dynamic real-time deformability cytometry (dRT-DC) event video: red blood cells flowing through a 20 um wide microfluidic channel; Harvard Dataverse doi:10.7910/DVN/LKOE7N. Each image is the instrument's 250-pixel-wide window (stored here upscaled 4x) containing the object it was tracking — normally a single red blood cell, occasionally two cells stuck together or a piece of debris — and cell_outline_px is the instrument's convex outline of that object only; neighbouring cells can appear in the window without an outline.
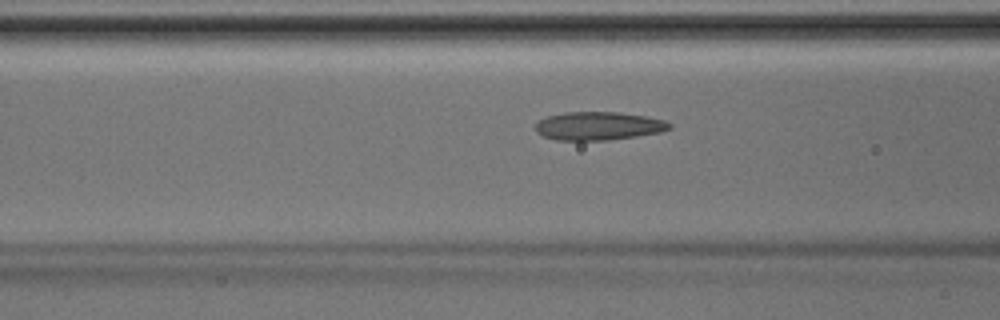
{"species": "Egyptian fruit bat (a non-hibernating species)", "species_latin": "Rousettus aegyptiacus", "temperature_condition": "room temperature", "stored_images_in_passage": 36, "camera_frame_rate_fps": 3000, "um_per_image_px": 0.085, "animal": {"sex": "male"}, "frame": {"image": 1, "passage_image": 9, "time_ms": 2.667, "image_size_px": [1000, 320], "cell_outline_px": [[672, 128], [660, 132], [636, 136], [608, 140], [556, 140], [544, 136], [536, 132], [536, 124], [540, 120], [548, 116], [564, 112], [620, 112], [648, 116], [664, 120], [672, 124]], "centroid_in_image_um": [50.9, 10.7], "position_along_channel_um": 115.7, "area_um2": 22.14}}
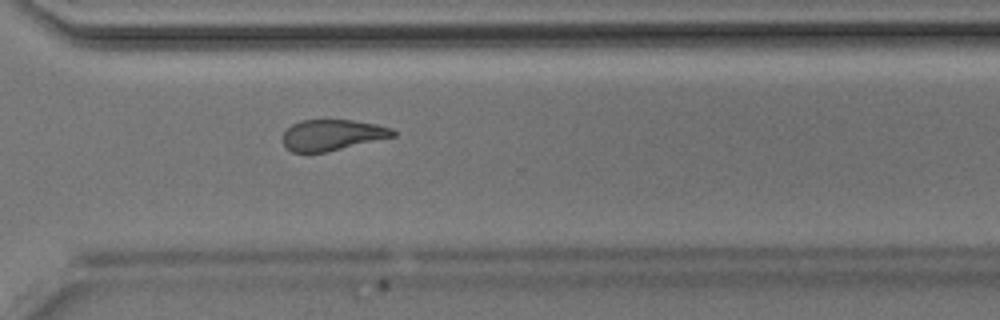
{"frame": {"image": 2, "passage_image": 24, "time_ms": 7.667, "image_size_px": [1000, 320], "cell_outline_px": [[396, 136], [324, 152], [292, 152], [284, 148], [284, 132], [292, 124], [300, 120], [352, 120], [376, 124], [392, 128], [396, 132]], "centroid_in_image_um": [28.24, 11.47], "position_along_channel_um": 342.4, "area_um2": 19.71}}
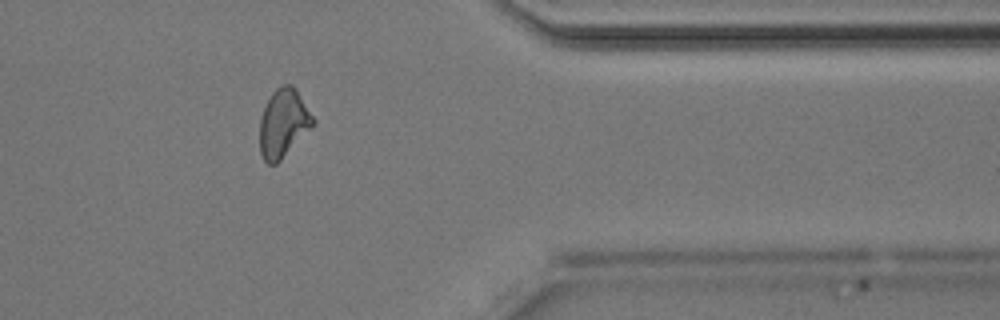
{"frame": {"image": 3, "passage_image": 28, "time_ms": 9.0, "image_size_px": [1000, 320], "cell_outline_px": [[316, 120], [280, 160], [276, 164], [268, 164], [264, 160], [260, 152], [260, 116], [272, 92], [276, 88], [284, 84], [292, 84], [296, 88]], "centroid_in_image_um": [24.06, 10.43], "position_along_channel_um": 387.3, "area_um2": 20.81}}